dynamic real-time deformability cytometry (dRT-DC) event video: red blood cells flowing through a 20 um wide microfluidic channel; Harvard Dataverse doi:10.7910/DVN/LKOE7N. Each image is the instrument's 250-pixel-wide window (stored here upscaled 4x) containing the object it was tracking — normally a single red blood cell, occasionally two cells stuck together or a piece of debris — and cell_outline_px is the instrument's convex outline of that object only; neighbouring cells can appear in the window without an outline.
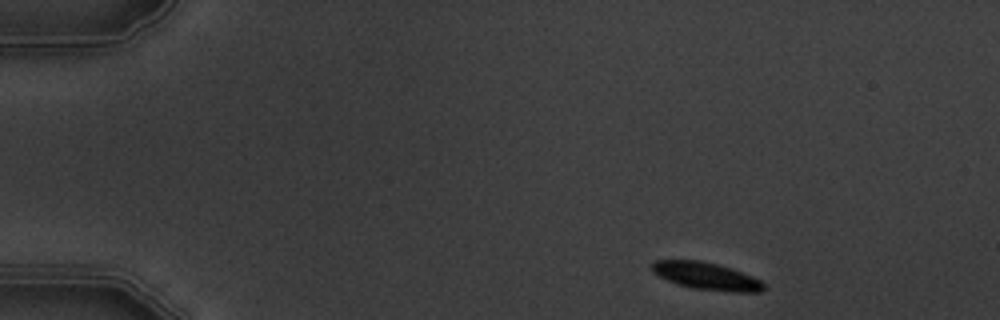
{"species": "common noctule bat (a hibernating species)", "species_latin": "Nyctalus noctula", "temperature_condition": "warm", "stored_images_in_passage": 4, "camera_frame_rate_fps": 3000, "um_per_image_px": 0.085, "animal": {"sex": "male", "body_mass_g": 19.5, "forearm_length_mm": 54.6}, "frame": {"image": 1, "passage_image": 1, "time_ms": 0.0, "image_size_px": [1000, 320], "cell_outline_px": [[764, 288], [760, 292], [732, 292], [692, 288], [676, 284], [652, 272], [652, 260], [700, 260], [732, 268], [752, 276], [760, 280], [764, 284]], "centroid_in_image_um": [60.03, 23.46], "position_along_channel_um": 25.0, "area_um2": 17.8}}
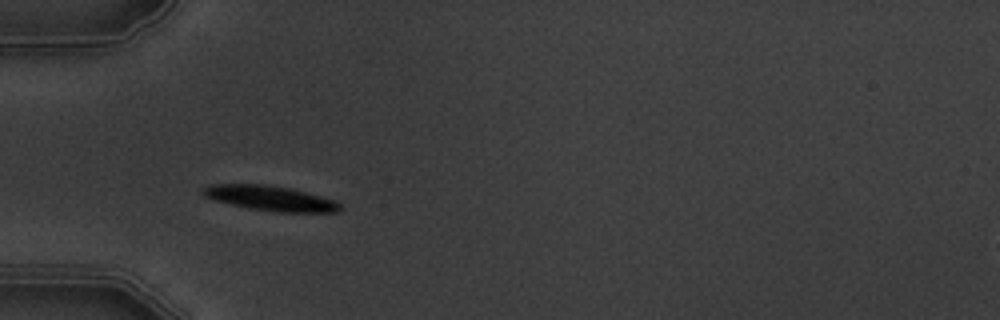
{"frame": {"image": 2, "passage_image": 3, "time_ms": 3.333, "image_size_px": [1000, 320], "cell_outline_px": [[340, 212], [276, 212], [248, 208], [216, 200], [204, 196], [200, 192], [200, 188], [212, 184], [264, 184], [288, 188], [320, 196], [332, 200], [340, 204]], "centroid_in_image_um": [22.92, 16.85], "position_along_channel_um": 62.1, "area_um2": 19.71}}